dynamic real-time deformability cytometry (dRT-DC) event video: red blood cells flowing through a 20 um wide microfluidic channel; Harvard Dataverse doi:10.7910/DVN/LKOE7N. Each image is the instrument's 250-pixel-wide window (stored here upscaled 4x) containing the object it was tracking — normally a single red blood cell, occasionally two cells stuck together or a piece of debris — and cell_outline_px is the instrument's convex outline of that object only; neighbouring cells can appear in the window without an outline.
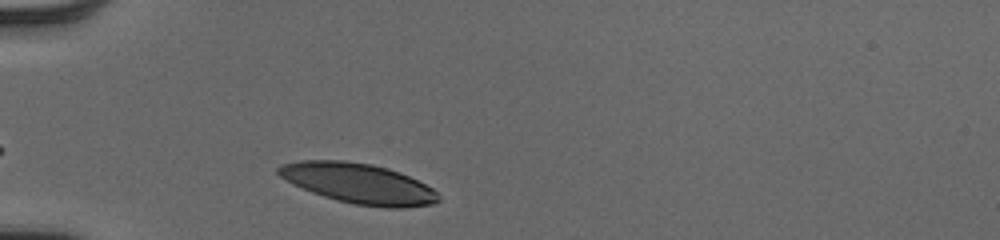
{"species": "human", "species_latin": "Homo sapiens", "temperature_condition": "cold", "stored_images_in_passage": 29, "camera_frame_rate_fps": 3000, "um_per_image_px": 0.085, "donor": {"sex": "male"}, "frame": {"image": 1, "passage_image": 1, "time_ms": 0.0, "image_size_px": [1000, 240], "cell_outline_px": [[440, 200], [432, 204], [400, 208], [384, 208], [352, 204], [336, 200], [312, 192], [292, 184], [280, 176], [276, 172], [276, 168], [280, 164], [300, 160], [344, 160], [372, 164], [388, 168], [400, 172], [432, 188], [440, 196]], "centroid_in_image_um": [30.44, 15.59], "position_along_channel_um": 54.6, "area_um2": 37.63}}
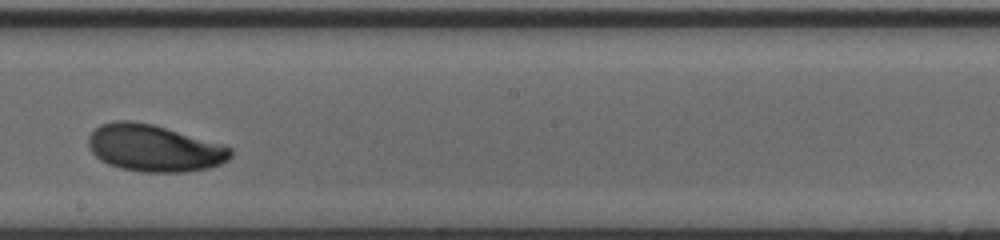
{"frame": {"image": 2, "passage_image": 16, "time_ms": 5.0, "image_size_px": [1000, 240], "cell_outline_px": [[232, 156], [228, 160], [220, 164], [208, 168], [188, 172], [140, 172], [120, 168], [108, 164], [100, 160], [88, 148], [88, 136], [100, 124], [116, 120], [132, 120], [152, 124], [224, 144], [232, 148]], "centroid_in_image_um": [13.1, 12.59], "position_along_channel_um": 235.1, "area_um2": 39.19}}
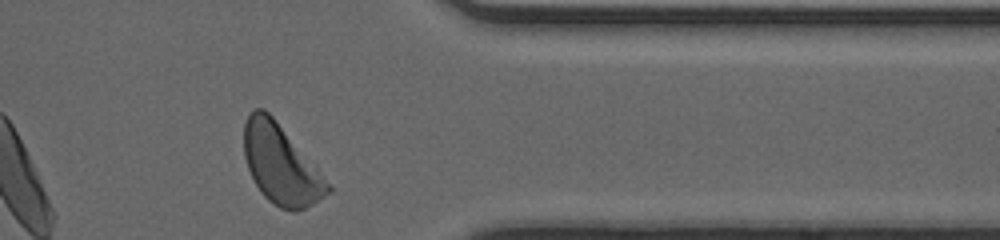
{"frame": {"image": 3, "passage_image": 28, "time_ms": 9.0, "image_size_px": [1000, 240], "cell_outline_px": [[332, 192], [312, 204], [296, 212], [292, 212], [280, 208], [268, 200], [260, 192], [248, 168], [244, 156], [244, 124], [248, 116], [256, 108], [264, 108], [272, 116], [316, 164], [332, 188]], "centroid_in_image_um": [23.9, 14.0], "position_along_channel_um": 387.5, "area_um2": 38.78}, "authors_computed_cell_mechanics": {"area_um2": 37.859, "velocity_mm_per_s": 4.0046, "shape_relaxation_time_tau1_ms": 1.5579, "shape_relaxation_time_tau2_ms": null, "deformation_change_tau1": 0.1151, "deformation_change_tau2": null}}